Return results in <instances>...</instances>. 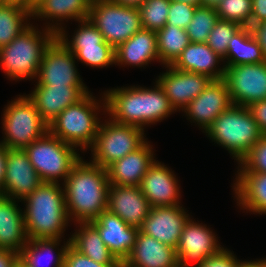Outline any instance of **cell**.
<instances>
[{"label":"cell","mask_w":266,"mask_h":267,"mask_svg":"<svg viewBox=\"0 0 266 267\" xmlns=\"http://www.w3.org/2000/svg\"><path fill=\"white\" fill-rule=\"evenodd\" d=\"M112 1L125 6L139 7L145 0H112Z\"/></svg>","instance_id":"681fc988"},{"label":"cell","mask_w":266,"mask_h":267,"mask_svg":"<svg viewBox=\"0 0 266 267\" xmlns=\"http://www.w3.org/2000/svg\"><path fill=\"white\" fill-rule=\"evenodd\" d=\"M88 18L114 49L142 29L138 7L112 0H92Z\"/></svg>","instance_id":"30bf717a"},{"label":"cell","mask_w":266,"mask_h":267,"mask_svg":"<svg viewBox=\"0 0 266 267\" xmlns=\"http://www.w3.org/2000/svg\"><path fill=\"white\" fill-rule=\"evenodd\" d=\"M145 129L137 126L121 124L110 117L101 120L91 151V162L107 168L114 161L122 159L141 147L146 141Z\"/></svg>","instance_id":"9c48e42d"},{"label":"cell","mask_w":266,"mask_h":267,"mask_svg":"<svg viewBox=\"0 0 266 267\" xmlns=\"http://www.w3.org/2000/svg\"><path fill=\"white\" fill-rule=\"evenodd\" d=\"M32 19V14L17 4H0V48L8 45L24 30Z\"/></svg>","instance_id":"836d02e7"},{"label":"cell","mask_w":266,"mask_h":267,"mask_svg":"<svg viewBox=\"0 0 266 267\" xmlns=\"http://www.w3.org/2000/svg\"><path fill=\"white\" fill-rule=\"evenodd\" d=\"M170 0H145L139 7L143 29L157 32L166 25Z\"/></svg>","instance_id":"d590c367"},{"label":"cell","mask_w":266,"mask_h":267,"mask_svg":"<svg viewBox=\"0 0 266 267\" xmlns=\"http://www.w3.org/2000/svg\"><path fill=\"white\" fill-rule=\"evenodd\" d=\"M177 267H192V265L190 266L178 263ZM193 267H199V265H193Z\"/></svg>","instance_id":"11a10c76"},{"label":"cell","mask_w":266,"mask_h":267,"mask_svg":"<svg viewBox=\"0 0 266 267\" xmlns=\"http://www.w3.org/2000/svg\"><path fill=\"white\" fill-rule=\"evenodd\" d=\"M154 148L146 141L135 151L114 161L106 170L110 185L140 186L149 167L155 162Z\"/></svg>","instance_id":"603a6c76"},{"label":"cell","mask_w":266,"mask_h":267,"mask_svg":"<svg viewBox=\"0 0 266 267\" xmlns=\"http://www.w3.org/2000/svg\"><path fill=\"white\" fill-rule=\"evenodd\" d=\"M173 169L155 160L142 179L140 189L152 207L181 204V189Z\"/></svg>","instance_id":"d6986e66"},{"label":"cell","mask_w":266,"mask_h":267,"mask_svg":"<svg viewBox=\"0 0 266 267\" xmlns=\"http://www.w3.org/2000/svg\"><path fill=\"white\" fill-rule=\"evenodd\" d=\"M215 10L220 20L251 28L252 0H221Z\"/></svg>","instance_id":"8d00e7d4"},{"label":"cell","mask_w":266,"mask_h":267,"mask_svg":"<svg viewBox=\"0 0 266 267\" xmlns=\"http://www.w3.org/2000/svg\"><path fill=\"white\" fill-rule=\"evenodd\" d=\"M159 62L157 34L141 29L115 49V65L119 67H146L151 62Z\"/></svg>","instance_id":"484cf974"},{"label":"cell","mask_w":266,"mask_h":267,"mask_svg":"<svg viewBox=\"0 0 266 267\" xmlns=\"http://www.w3.org/2000/svg\"><path fill=\"white\" fill-rule=\"evenodd\" d=\"M74 54L56 36L44 51L35 86H86Z\"/></svg>","instance_id":"7c38bea8"},{"label":"cell","mask_w":266,"mask_h":267,"mask_svg":"<svg viewBox=\"0 0 266 267\" xmlns=\"http://www.w3.org/2000/svg\"><path fill=\"white\" fill-rule=\"evenodd\" d=\"M236 169V172L266 173V135H263L241 159Z\"/></svg>","instance_id":"f35d334b"},{"label":"cell","mask_w":266,"mask_h":267,"mask_svg":"<svg viewBox=\"0 0 266 267\" xmlns=\"http://www.w3.org/2000/svg\"><path fill=\"white\" fill-rule=\"evenodd\" d=\"M223 61L224 66L256 64L266 61L262 48L250 27H242L230 39Z\"/></svg>","instance_id":"1f68e13d"},{"label":"cell","mask_w":266,"mask_h":267,"mask_svg":"<svg viewBox=\"0 0 266 267\" xmlns=\"http://www.w3.org/2000/svg\"><path fill=\"white\" fill-rule=\"evenodd\" d=\"M178 263L175 248L139 230L135 245L122 264L126 267H177Z\"/></svg>","instance_id":"d4e9b609"},{"label":"cell","mask_w":266,"mask_h":267,"mask_svg":"<svg viewBox=\"0 0 266 267\" xmlns=\"http://www.w3.org/2000/svg\"><path fill=\"white\" fill-rule=\"evenodd\" d=\"M2 2L20 5L30 12V0H2Z\"/></svg>","instance_id":"f907efd6"},{"label":"cell","mask_w":266,"mask_h":267,"mask_svg":"<svg viewBox=\"0 0 266 267\" xmlns=\"http://www.w3.org/2000/svg\"><path fill=\"white\" fill-rule=\"evenodd\" d=\"M14 267H24V266L21 265V264L18 262Z\"/></svg>","instance_id":"9f6ffc18"},{"label":"cell","mask_w":266,"mask_h":267,"mask_svg":"<svg viewBox=\"0 0 266 267\" xmlns=\"http://www.w3.org/2000/svg\"><path fill=\"white\" fill-rule=\"evenodd\" d=\"M156 34L159 63L163 67L172 65L190 43L186 29L173 25H165Z\"/></svg>","instance_id":"d6a6232c"},{"label":"cell","mask_w":266,"mask_h":267,"mask_svg":"<svg viewBox=\"0 0 266 267\" xmlns=\"http://www.w3.org/2000/svg\"><path fill=\"white\" fill-rule=\"evenodd\" d=\"M156 81L162 87L176 112L182 111L212 81L208 76L164 66Z\"/></svg>","instance_id":"2e32d148"},{"label":"cell","mask_w":266,"mask_h":267,"mask_svg":"<svg viewBox=\"0 0 266 267\" xmlns=\"http://www.w3.org/2000/svg\"><path fill=\"white\" fill-rule=\"evenodd\" d=\"M18 96L5 105L1 119L4 138L0 144L7 149H24L48 131L33 101L26 93Z\"/></svg>","instance_id":"ba28073f"},{"label":"cell","mask_w":266,"mask_h":267,"mask_svg":"<svg viewBox=\"0 0 266 267\" xmlns=\"http://www.w3.org/2000/svg\"><path fill=\"white\" fill-rule=\"evenodd\" d=\"M153 88L140 85L114 87L102 93L106 100V117L121 124L145 129L170 117L176 111L164 90L155 80Z\"/></svg>","instance_id":"6da1fadb"},{"label":"cell","mask_w":266,"mask_h":267,"mask_svg":"<svg viewBox=\"0 0 266 267\" xmlns=\"http://www.w3.org/2000/svg\"><path fill=\"white\" fill-rule=\"evenodd\" d=\"M239 267H266V258H261V259H257L256 260H244L241 261Z\"/></svg>","instance_id":"c3c4849f"},{"label":"cell","mask_w":266,"mask_h":267,"mask_svg":"<svg viewBox=\"0 0 266 267\" xmlns=\"http://www.w3.org/2000/svg\"><path fill=\"white\" fill-rule=\"evenodd\" d=\"M223 80L232 105L248 107L253 102L266 99V61L225 66Z\"/></svg>","instance_id":"4fadbf2b"},{"label":"cell","mask_w":266,"mask_h":267,"mask_svg":"<svg viewBox=\"0 0 266 267\" xmlns=\"http://www.w3.org/2000/svg\"><path fill=\"white\" fill-rule=\"evenodd\" d=\"M220 2L221 0H201V6L216 9Z\"/></svg>","instance_id":"816d5d0a"},{"label":"cell","mask_w":266,"mask_h":267,"mask_svg":"<svg viewBox=\"0 0 266 267\" xmlns=\"http://www.w3.org/2000/svg\"><path fill=\"white\" fill-rule=\"evenodd\" d=\"M195 9L196 6L194 5L171 1L166 25L187 29Z\"/></svg>","instance_id":"ab89813d"},{"label":"cell","mask_w":266,"mask_h":267,"mask_svg":"<svg viewBox=\"0 0 266 267\" xmlns=\"http://www.w3.org/2000/svg\"><path fill=\"white\" fill-rule=\"evenodd\" d=\"M204 134L227 150L237 164L263 136L248 107L239 105L221 113Z\"/></svg>","instance_id":"8992f818"},{"label":"cell","mask_w":266,"mask_h":267,"mask_svg":"<svg viewBox=\"0 0 266 267\" xmlns=\"http://www.w3.org/2000/svg\"><path fill=\"white\" fill-rule=\"evenodd\" d=\"M170 1H175V2H180V3H187L190 5H194L196 7L201 6V0H170Z\"/></svg>","instance_id":"f5cc1de1"},{"label":"cell","mask_w":266,"mask_h":267,"mask_svg":"<svg viewBox=\"0 0 266 267\" xmlns=\"http://www.w3.org/2000/svg\"><path fill=\"white\" fill-rule=\"evenodd\" d=\"M78 228L70 235V245L99 264H121L110 252L98 230L89 223H75Z\"/></svg>","instance_id":"4dcf8cb0"},{"label":"cell","mask_w":266,"mask_h":267,"mask_svg":"<svg viewBox=\"0 0 266 267\" xmlns=\"http://www.w3.org/2000/svg\"><path fill=\"white\" fill-rule=\"evenodd\" d=\"M71 39L67 25L56 35L74 54L75 59L93 68H107L115 64V49L108 44L89 18L77 21ZM69 38V39H68Z\"/></svg>","instance_id":"8fae6325"},{"label":"cell","mask_w":266,"mask_h":267,"mask_svg":"<svg viewBox=\"0 0 266 267\" xmlns=\"http://www.w3.org/2000/svg\"><path fill=\"white\" fill-rule=\"evenodd\" d=\"M5 167L3 196L21 202L43 183L24 149L6 148Z\"/></svg>","instance_id":"9a60e30c"},{"label":"cell","mask_w":266,"mask_h":267,"mask_svg":"<svg viewBox=\"0 0 266 267\" xmlns=\"http://www.w3.org/2000/svg\"><path fill=\"white\" fill-rule=\"evenodd\" d=\"M100 111L105 116V95L103 93L97 100L90 91L77 103L65 108L48 125V131L61 141L78 148V151L81 149L84 153L95 142L101 124Z\"/></svg>","instance_id":"277c9868"},{"label":"cell","mask_w":266,"mask_h":267,"mask_svg":"<svg viewBox=\"0 0 266 267\" xmlns=\"http://www.w3.org/2000/svg\"><path fill=\"white\" fill-rule=\"evenodd\" d=\"M266 21V0H252L251 27Z\"/></svg>","instance_id":"ee69618b"},{"label":"cell","mask_w":266,"mask_h":267,"mask_svg":"<svg viewBox=\"0 0 266 267\" xmlns=\"http://www.w3.org/2000/svg\"><path fill=\"white\" fill-rule=\"evenodd\" d=\"M62 184L68 216L74 224L89 223L107 210L110 182L105 168L81 157Z\"/></svg>","instance_id":"7a4b0ae2"},{"label":"cell","mask_w":266,"mask_h":267,"mask_svg":"<svg viewBox=\"0 0 266 267\" xmlns=\"http://www.w3.org/2000/svg\"><path fill=\"white\" fill-rule=\"evenodd\" d=\"M242 26L238 23L218 20L210 32L206 44L220 57L224 58L227 54L230 39Z\"/></svg>","instance_id":"74e56055"},{"label":"cell","mask_w":266,"mask_h":267,"mask_svg":"<svg viewBox=\"0 0 266 267\" xmlns=\"http://www.w3.org/2000/svg\"><path fill=\"white\" fill-rule=\"evenodd\" d=\"M24 150L43 182H64L82 157L76 147L61 141L49 131Z\"/></svg>","instance_id":"52a82bcc"},{"label":"cell","mask_w":266,"mask_h":267,"mask_svg":"<svg viewBox=\"0 0 266 267\" xmlns=\"http://www.w3.org/2000/svg\"><path fill=\"white\" fill-rule=\"evenodd\" d=\"M248 109L257 122L258 128L262 135H266V99L253 102Z\"/></svg>","instance_id":"7bdbcfd3"},{"label":"cell","mask_w":266,"mask_h":267,"mask_svg":"<svg viewBox=\"0 0 266 267\" xmlns=\"http://www.w3.org/2000/svg\"><path fill=\"white\" fill-rule=\"evenodd\" d=\"M62 241V238L29 239L18 252V262L24 267H64L70 240L68 238L67 241ZM61 242L64 244L61 245ZM46 258L49 260L46 261L47 266L43 263Z\"/></svg>","instance_id":"f546056e"},{"label":"cell","mask_w":266,"mask_h":267,"mask_svg":"<svg viewBox=\"0 0 266 267\" xmlns=\"http://www.w3.org/2000/svg\"><path fill=\"white\" fill-rule=\"evenodd\" d=\"M90 223L98 230L110 252L120 263H123L135 245L139 229L129 226L119 216L108 210L103 211Z\"/></svg>","instance_id":"7402d4cb"},{"label":"cell","mask_w":266,"mask_h":267,"mask_svg":"<svg viewBox=\"0 0 266 267\" xmlns=\"http://www.w3.org/2000/svg\"><path fill=\"white\" fill-rule=\"evenodd\" d=\"M219 20L214 8L196 7L192 20L186 29L191 43H206L214 25Z\"/></svg>","instance_id":"e575fe53"},{"label":"cell","mask_w":266,"mask_h":267,"mask_svg":"<svg viewBox=\"0 0 266 267\" xmlns=\"http://www.w3.org/2000/svg\"><path fill=\"white\" fill-rule=\"evenodd\" d=\"M87 86H35L27 94L49 125L65 108L77 103L90 92Z\"/></svg>","instance_id":"44dd1931"},{"label":"cell","mask_w":266,"mask_h":267,"mask_svg":"<svg viewBox=\"0 0 266 267\" xmlns=\"http://www.w3.org/2000/svg\"><path fill=\"white\" fill-rule=\"evenodd\" d=\"M6 147L0 144V195L3 192V182L6 169Z\"/></svg>","instance_id":"7dc6e473"},{"label":"cell","mask_w":266,"mask_h":267,"mask_svg":"<svg viewBox=\"0 0 266 267\" xmlns=\"http://www.w3.org/2000/svg\"><path fill=\"white\" fill-rule=\"evenodd\" d=\"M45 0H30V13H32Z\"/></svg>","instance_id":"db71d44e"},{"label":"cell","mask_w":266,"mask_h":267,"mask_svg":"<svg viewBox=\"0 0 266 267\" xmlns=\"http://www.w3.org/2000/svg\"><path fill=\"white\" fill-rule=\"evenodd\" d=\"M19 200L0 195V249L18 253L29 240Z\"/></svg>","instance_id":"83f0119b"},{"label":"cell","mask_w":266,"mask_h":267,"mask_svg":"<svg viewBox=\"0 0 266 267\" xmlns=\"http://www.w3.org/2000/svg\"><path fill=\"white\" fill-rule=\"evenodd\" d=\"M216 236L209 226L190 217L184 224L176 248L178 262L184 265H199L207 257L220 252L224 247Z\"/></svg>","instance_id":"5bb4252c"},{"label":"cell","mask_w":266,"mask_h":267,"mask_svg":"<svg viewBox=\"0 0 266 267\" xmlns=\"http://www.w3.org/2000/svg\"><path fill=\"white\" fill-rule=\"evenodd\" d=\"M62 188L61 183L43 182L21 201L25 206L24 223L29 239H64L63 234L71 221Z\"/></svg>","instance_id":"3957f363"},{"label":"cell","mask_w":266,"mask_h":267,"mask_svg":"<svg viewBox=\"0 0 266 267\" xmlns=\"http://www.w3.org/2000/svg\"><path fill=\"white\" fill-rule=\"evenodd\" d=\"M91 1L45 0L31 13L32 19H38V21L39 19L41 21L46 20L43 23V27L53 31L57 35L64 28L65 22L87 19L89 17Z\"/></svg>","instance_id":"cb8c5ba5"},{"label":"cell","mask_w":266,"mask_h":267,"mask_svg":"<svg viewBox=\"0 0 266 267\" xmlns=\"http://www.w3.org/2000/svg\"><path fill=\"white\" fill-rule=\"evenodd\" d=\"M187 212L183 205L152 207L139 230L176 249L184 224L191 216Z\"/></svg>","instance_id":"ac0fdd59"},{"label":"cell","mask_w":266,"mask_h":267,"mask_svg":"<svg viewBox=\"0 0 266 267\" xmlns=\"http://www.w3.org/2000/svg\"><path fill=\"white\" fill-rule=\"evenodd\" d=\"M232 105L226 82L212 80L183 110L187 120L204 133L215 119Z\"/></svg>","instance_id":"e0dca14e"},{"label":"cell","mask_w":266,"mask_h":267,"mask_svg":"<svg viewBox=\"0 0 266 267\" xmlns=\"http://www.w3.org/2000/svg\"><path fill=\"white\" fill-rule=\"evenodd\" d=\"M251 29L266 58V21L251 27Z\"/></svg>","instance_id":"bcb514c9"},{"label":"cell","mask_w":266,"mask_h":267,"mask_svg":"<svg viewBox=\"0 0 266 267\" xmlns=\"http://www.w3.org/2000/svg\"><path fill=\"white\" fill-rule=\"evenodd\" d=\"M236 173L235 181L233 180L231 185L237 207L239 206L243 212L246 210V213L266 215V173Z\"/></svg>","instance_id":"f1b7e54d"},{"label":"cell","mask_w":266,"mask_h":267,"mask_svg":"<svg viewBox=\"0 0 266 267\" xmlns=\"http://www.w3.org/2000/svg\"><path fill=\"white\" fill-rule=\"evenodd\" d=\"M121 264H99L75 250L70 244L64 257V267H120Z\"/></svg>","instance_id":"60d3db41"},{"label":"cell","mask_w":266,"mask_h":267,"mask_svg":"<svg viewBox=\"0 0 266 267\" xmlns=\"http://www.w3.org/2000/svg\"><path fill=\"white\" fill-rule=\"evenodd\" d=\"M32 24L0 48V67L8 80L34 79L35 82L44 51L56 37L53 31L42 27L41 30Z\"/></svg>","instance_id":"5b68a950"},{"label":"cell","mask_w":266,"mask_h":267,"mask_svg":"<svg viewBox=\"0 0 266 267\" xmlns=\"http://www.w3.org/2000/svg\"><path fill=\"white\" fill-rule=\"evenodd\" d=\"M18 263V253L0 249V267H14Z\"/></svg>","instance_id":"f6af8a7d"},{"label":"cell","mask_w":266,"mask_h":267,"mask_svg":"<svg viewBox=\"0 0 266 267\" xmlns=\"http://www.w3.org/2000/svg\"><path fill=\"white\" fill-rule=\"evenodd\" d=\"M220 63L223 66L220 67ZM171 66L178 70L206 75L212 80H221L225 74L223 58L206 43L200 42H190Z\"/></svg>","instance_id":"4316f807"},{"label":"cell","mask_w":266,"mask_h":267,"mask_svg":"<svg viewBox=\"0 0 266 267\" xmlns=\"http://www.w3.org/2000/svg\"><path fill=\"white\" fill-rule=\"evenodd\" d=\"M241 261L237 259L234 251L224 247L217 254L207 257L199 267H239Z\"/></svg>","instance_id":"b9f144b4"},{"label":"cell","mask_w":266,"mask_h":267,"mask_svg":"<svg viewBox=\"0 0 266 267\" xmlns=\"http://www.w3.org/2000/svg\"><path fill=\"white\" fill-rule=\"evenodd\" d=\"M151 208L140 186L110 185L107 210L119 216L129 226L140 229Z\"/></svg>","instance_id":"ffe728a7"}]
</instances>
